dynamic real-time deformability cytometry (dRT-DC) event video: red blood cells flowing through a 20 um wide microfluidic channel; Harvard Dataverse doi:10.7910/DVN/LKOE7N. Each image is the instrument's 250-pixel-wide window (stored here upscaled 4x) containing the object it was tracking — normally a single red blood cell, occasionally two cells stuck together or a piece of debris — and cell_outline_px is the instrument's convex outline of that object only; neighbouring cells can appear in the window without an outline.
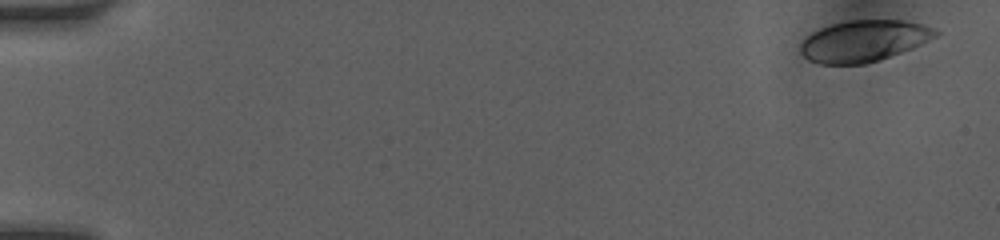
{"species": "human", "species_latin": "Homo sapiens", "temperature_condition": "room temperature", "stored_images_in_passage": 10, "camera_frame_rate_fps": 3000, "um_per_image_px": 0.085, "donor": {"sex": "female"}, "frame": {"image": 1, "passage_image": 1, "time_ms": 0.0, "image_size_px": [1000, 240], "cell_outline_px": [[940, 32], [936, 36], [912, 48], [880, 60], [864, 64], [820, 64], [808, 60], [800, 52], [800, 44], [812, 32], [820, 28], [832, 24], [848, 20], [904, 20], [924, 24], [936, 28]], "centroid_in_image_um": [73.43, 3.47], "position_along_channel_um": 11.6, "area_um2": 32.66}}
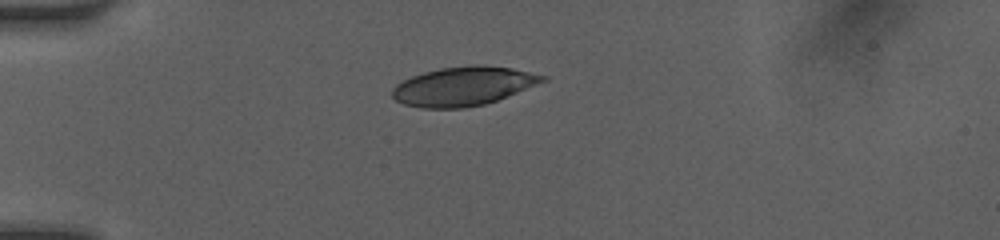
{"frame": {"image": 2, "passage_image": 7, "time_ms": 4.0, "image_size_px": [1000, 240], "cell_outline_px": [[548, 80], [496, 100], [484, 104], [464, 108], [420, 108], [404, 104], [396, 100], [392, 96], [392, 88], [396, 84], [412, 76], [424, 72], [440, 68], [476, 64], [480, 64], [512, 68], [548, 76]], "centroid_in_image_um": [39.38, 7.32], "position_along_channel_um": 45.6, "area_um2": 34.04}}
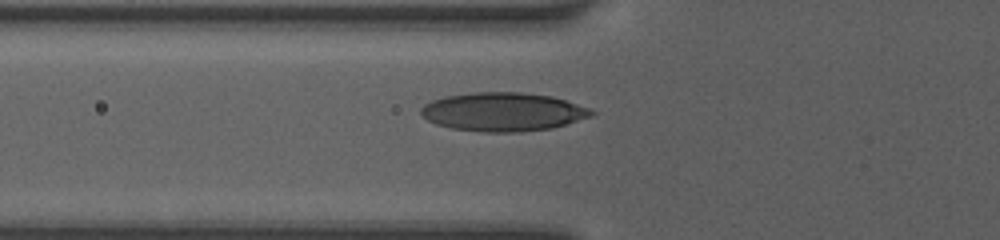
{"frame": {"image": 3, "passage_image": 10, "time_ms": 5.667, "image_size_px": [1000, 240], "cell_outline_px": [[596, 112], [592, 116], [552, 128], [520, 132], [484, 132], [452, 128], [436, 124], [428, 120], [420, 112], [420, 108], [424, 104], [432, 100], [444, 96], [476, 92], [520, 92], [552, 96], [592, 108]], "centroid_in_image_um": [42.78, 9.5], "position_along_channel_um": 83.0, "area_um2": 38.49}}